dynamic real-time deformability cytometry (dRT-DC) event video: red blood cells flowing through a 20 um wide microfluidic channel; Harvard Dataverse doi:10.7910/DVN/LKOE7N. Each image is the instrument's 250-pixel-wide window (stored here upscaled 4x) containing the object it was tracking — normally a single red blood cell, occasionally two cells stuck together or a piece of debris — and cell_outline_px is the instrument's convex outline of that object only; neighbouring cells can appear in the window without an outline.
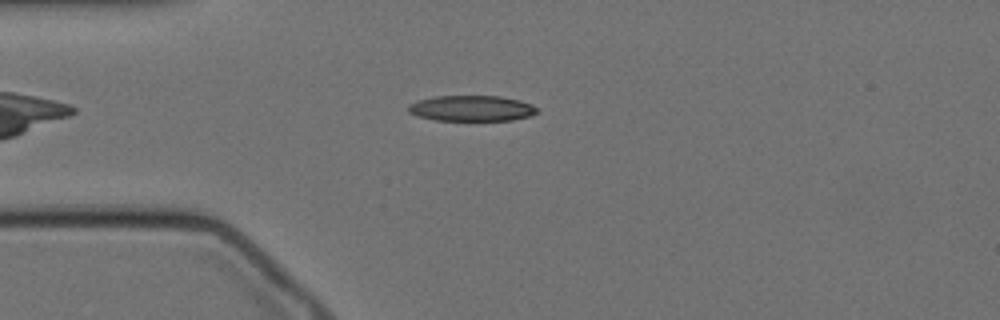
{"species": "Egyptian fruit bat (a non-hibernating species)", "species_latin": "Rousettus aegyptiacus", "temperature_condition": "cold", "stored_images_in_passage": 50, "camera_frame_rate_fps": 3000, "um_per_image_px": 0.085, "animal": {"sex": "female"}, "frame": {"image": 1, "passage_image": 6, "time_ms": 1.667, "image_size_px": [1000, 320], "cell_outline_px": [[540, 112], [528, 116], [512, 120], [436, 120], [416, 116], [408, 112], [408, 104], [416, 100], [436, 96], [500, 96], [520, 100], [532, 104]], "centroid_in_image_um": [40.06, 9.2], "position_along_channel_um": 44.9, "area_um2": 19.36}}
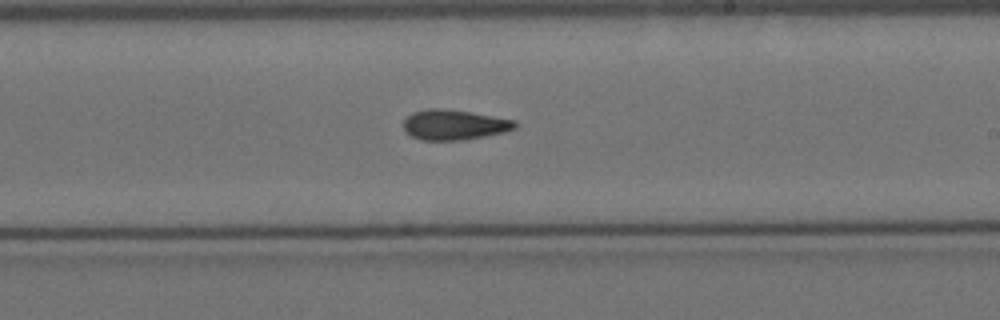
{"frame": {"image": 2, "passage_image": 25, "time_ms": 8.0, "image_size_px": [1000, 320], "cell_outline_px": [[516, 128], [504, 132], [464, 140], [420, 140], [404, 132], [404, 120], [412, 112], [428, 108], [444, 108], [516, 120]], "centroid_in_image_um": [38.57, 10.61], "position_along_channel_um": 250.4, "area_um2": 19.59}}
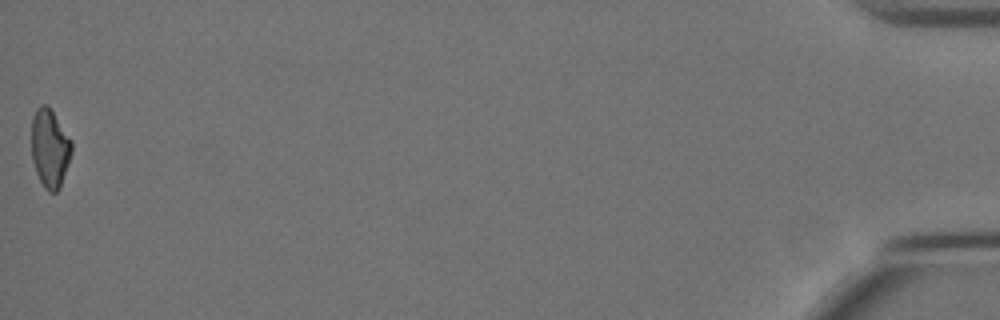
{"frame": {"image": 3, "passage_image": 50, "time_ms": 16.333, "image_size_px": [1000, 320], "cell_outline_px": [[72, 152], [60, 188], [56, 192], [48, 192], [44, 188], [36, 172], [32, 160], [32, 116], [36, 108], [40, 104], [44, 104], [52, 112], [72, 140]], "centroid_in_image_um": [4.23, 12.62], "position_along_channel_um": 431.0, "area_um2": 18.26}, "authors_computed_cell_mechanics": {"area_um2": 19.3341, "velocity_mm_per_s": 3.4382, "shape_relaxation_time_tau1_ms": null, "shape_relaxation_time_tau2_ms": 5.3238, "deformation_change_tau1": null, "deformation_change_tau2": 0.1305}}